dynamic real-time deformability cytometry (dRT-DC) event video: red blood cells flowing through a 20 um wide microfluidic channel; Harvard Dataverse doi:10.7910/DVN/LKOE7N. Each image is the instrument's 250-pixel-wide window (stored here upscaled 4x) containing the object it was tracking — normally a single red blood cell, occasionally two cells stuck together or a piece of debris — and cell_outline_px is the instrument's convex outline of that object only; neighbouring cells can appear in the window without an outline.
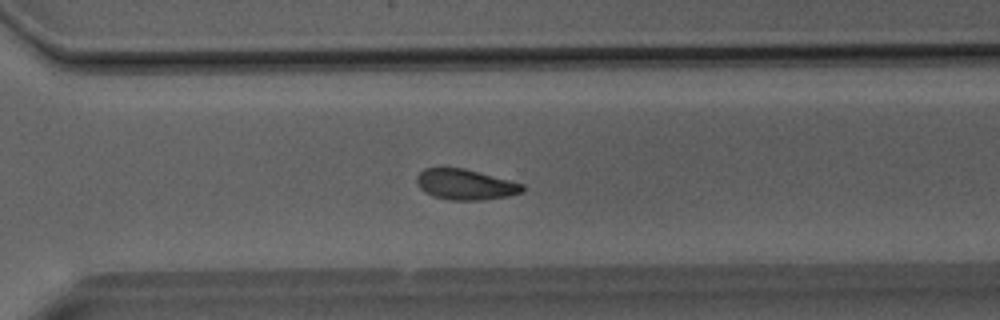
{"species": "Egyptian fruit bat (a non-hibernating species)", "species_latin": "Rousettus aegyptiacus", "temperature_condition": "room temperature", "stored_images_in_passage": 36, "camera_frame_rate_fps": 3000, "um_per_image_px": 0.085, "animal": {"sex": "male"}, "frame": {"image": 1, "passage_image": 25, "time_ms": 8.0, "image_size_px": [1000, 320], "cell_outline_px": [[524, 192], [508, 196], [484, 200], [448, 200], [432, 196], [424, 192], [416, 184], [416, 176], [424, 168], [464, 168], [524, 184]], "centroid_in_image_um": [39.54, 15.69], "position_along_channel_um": 331.1, "area_um2": 18.96}}
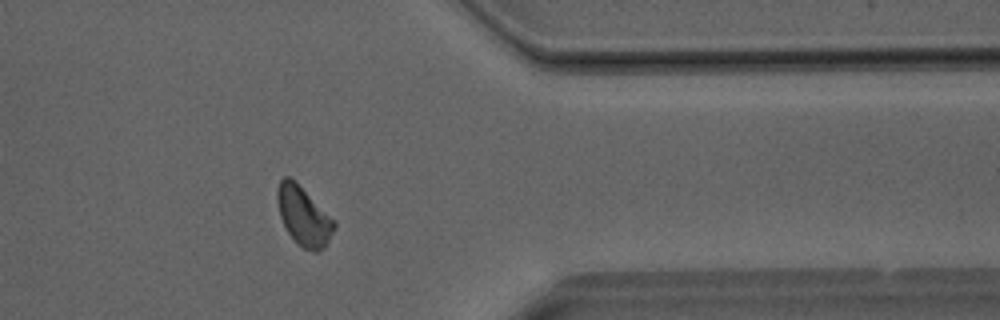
{"frame": {"image": 2, "passage_image": 29, "time_ms": 9.333, "image_size_px": [1000, 320], "cell_outline_px": [[336, 224], [324, 248], [316, 252], [312, 252], [304, 248], [288, 232], [280, 216], [276, 200], [276, 188], [280, 180], [284, 176], [288, 176], [296, 180], [336, 220]], "centroid_in_image_um": [25.81, 18.3], "position_along_channel_um": 385.6, "area_um2": 19.71}}
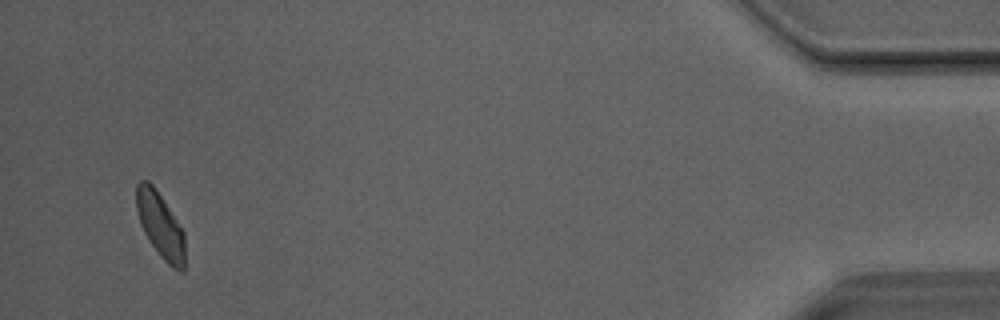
{"frame": {"image": 3, "passage_image": 35, "time_ms": 11.333, "image_size_px": [1000, 320], "cell_outline_px": [[184, 272], [180, 272], [172, 268], [160, 256], [144, 232], [140, 224], [136, 208], [136, 184], [140, 180], [148, 180], [156, 188], [184, 232]], "centroid_in_image_um": [13.62, 19.14], "position_along_channel_um": 421.6, "area_um2": 18.44}}